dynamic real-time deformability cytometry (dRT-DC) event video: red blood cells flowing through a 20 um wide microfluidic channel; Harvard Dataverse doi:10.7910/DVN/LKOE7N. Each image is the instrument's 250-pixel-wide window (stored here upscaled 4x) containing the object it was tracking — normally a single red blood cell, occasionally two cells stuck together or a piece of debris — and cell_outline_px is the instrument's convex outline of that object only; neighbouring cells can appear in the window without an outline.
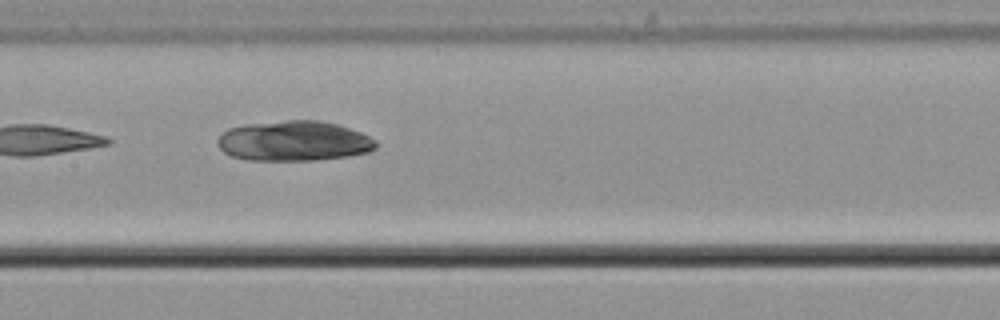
{"species": "common noctule bat (a hibernating species)", "species_latin": "Nyctalus noctula", "temperature_condition": "cold", "stored_images_in_passage": 11, "camera_frame_rate_fps": 3000, "um_per_image_px": 0.085, "animal": {"sex": "male", "body_mass_g": 21.5, "forearm_length_mm": 52.0}, "frame": {"image": 1, "passage_image": 8, "time_ms": 2.333, "image_size_px": [1000, 320], "cell_outline_px": [[376, 148], [368, 152], [348, 156], [316, 160], [248, 160], [232, 156], [224, 152], [216, 144], [216, 140], [228, 128], [244, 124], [284, 120], [320, 120], [336, 124], [360, 132], [376, 140]], "centroid_in_image_um": [24.96, 11.98], "position_along_channel_um": 182.4, "area_um2": 37.11}}
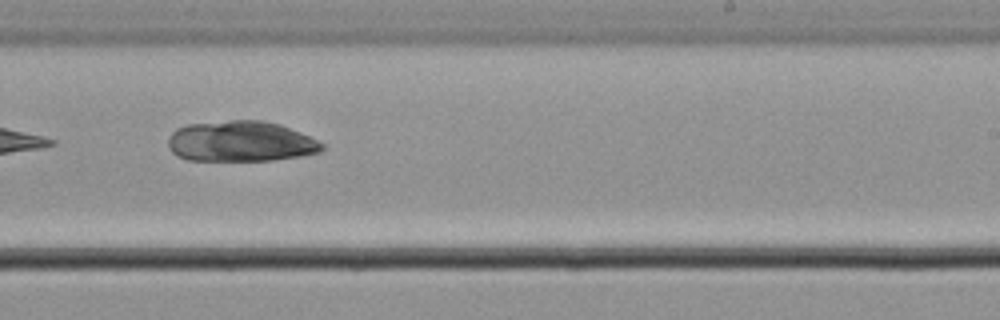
{"frame": {"image": 2, "passage_image": 10, "time_ms": 3.0, "image_size_px": [1000, 320], "cell_outline_px": [[328, 148], [320, 152], [300, 156], [272, 160], [188, 160], [176, 156], [168, 148], [168, 136], [176, 128], [188, 124], [232, 120], [260, 120], [280, 124], [308, 136], [324, 144]], "centroid_in_image_um": [20.44, 12.02], "position_along_channel_um": 268.6, "area_um2": 36.53}}